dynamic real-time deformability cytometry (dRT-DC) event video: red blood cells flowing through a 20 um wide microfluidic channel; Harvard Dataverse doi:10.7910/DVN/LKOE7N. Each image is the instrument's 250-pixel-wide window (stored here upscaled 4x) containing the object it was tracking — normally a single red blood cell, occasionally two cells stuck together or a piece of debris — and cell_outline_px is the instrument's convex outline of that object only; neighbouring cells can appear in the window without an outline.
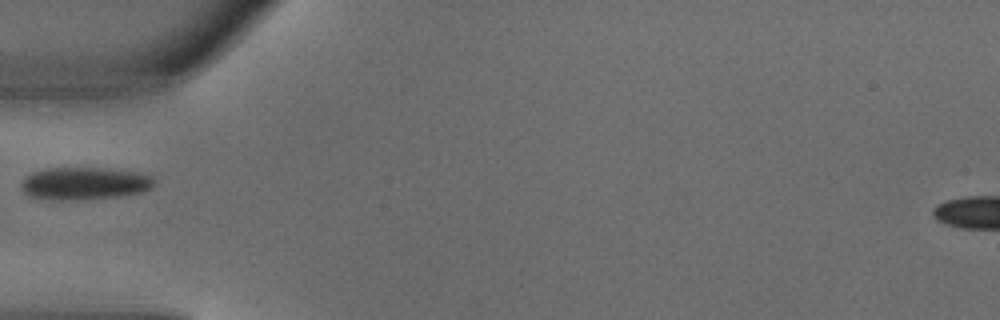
{"species": "common noctule bat (a hibernating species)", "species_latin": "Nyctalus noctula", "temperature_condition": "warm", "stored_images_in_passage": 3, "camera_frame_rate_fps": 3000, "um_per_image_px": 0.085, "animal": {"sex": "male", "body_mass_g": 18.8}, "frame": {"image": 1, "passage_image": 3, "time_ms": 0.667, "image_size_px": [1000, 320], "cell_outline_px": [[156, 184], [152, 188], [144, 192], [116, 196], [76, 200], [52, 200], [28, 196], [20, 188], [20, 184], [24, 176], [32, 172], [44, 168], [108, 168], [136, 172], [152, 176], [156, 180]], "centroid_in_image_um": [7.16, 15.59], "position_along_channel_um": 77.8, "area_um2": 25.61}}